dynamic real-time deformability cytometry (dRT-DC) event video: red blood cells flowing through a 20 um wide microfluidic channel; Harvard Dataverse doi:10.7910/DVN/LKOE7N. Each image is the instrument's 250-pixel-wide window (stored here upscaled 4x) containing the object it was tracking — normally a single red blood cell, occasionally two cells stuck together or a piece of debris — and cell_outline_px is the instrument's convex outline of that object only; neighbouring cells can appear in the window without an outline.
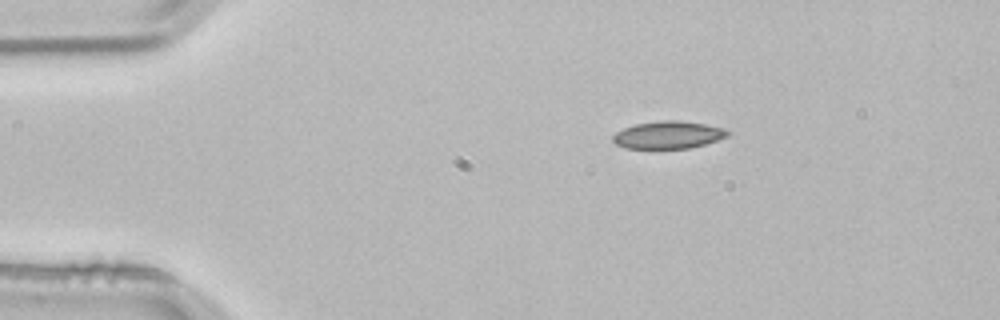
{"species": "common noctule bat (a hibernating species)", "species_latin": "Nyctalus noctula", "temperature_condition": "room temperature", "stored_images_in_passage": 2, "camera_frame_rate_fps": 3000, "um_per_image_px": 0.085, "animal": {"sex": "male", "body_mass_g": 21.5, "forearm_length_mm": 52.0}, "frame": {"image": 1, "passage_image": 1, "time_ms": 0.0, "image_size_px": [1000, 320], "cell_outline_px": [[732, 132], [728, 136], [704, 144], [688, 148], [624, 148], [616, 144], [612, 140], [612, 136], [616, 132], [624, 128], [636, 124], [660, 120], [676, 120], [704, 124], [724, 128]], "centroid_in_image_um": [56.79, 11.46], "position_along_channel_um": 28.2, "area_um2": 18.26}}